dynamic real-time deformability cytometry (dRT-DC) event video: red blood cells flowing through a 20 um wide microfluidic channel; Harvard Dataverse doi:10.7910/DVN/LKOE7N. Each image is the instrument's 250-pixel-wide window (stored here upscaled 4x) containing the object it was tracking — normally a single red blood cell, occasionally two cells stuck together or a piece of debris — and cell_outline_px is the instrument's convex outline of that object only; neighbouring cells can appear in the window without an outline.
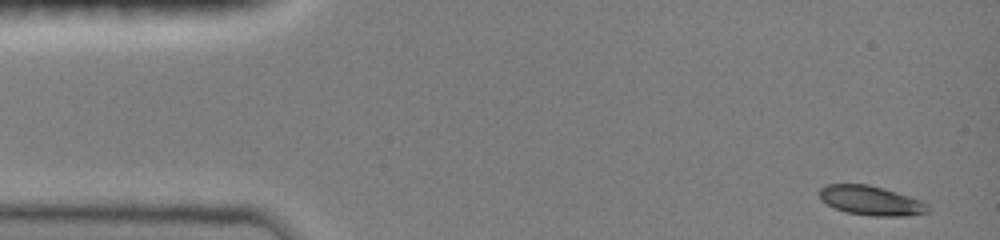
{"species": "common noctule bat (a hibernating species)", "species_latin": "Nyctalus noctula", "temperature_condition": "room temperature", "stored_images_in_passage": 11, "camera_frame_rate_fps": 3000, "um_per_image_px": 0.085, "animal": {"sex": "female", "body_mass_g": 19.0, "forearm_length_mm": 51.5}, "frame": {"image": 1, "passage_image": 1, "time_ms": 0.0, "image_size_px": [1000, 240], "cell_outline_px": [[928, 212], [908, 216], [872, 216], [848, 212], [836, 208], [828, 204], [820, 196], [820, 188], [824, 184], [868, 184], [884, 188], [920, 200], [928, 204]], "centroid_in_image_um": [74.05, 17.04], "position_along_channel_um": 10.9, "area_um2": 18.38}}
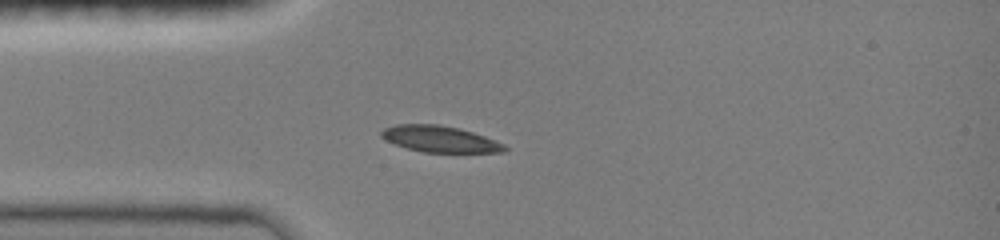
{"frame": {"image": 2, "passage_image": 10, "time_ms": 3.333, "image_size_px": [1000, 240], "cell_outline_px": [[508, 148], [504, 152], [424, 152], [408, 148], [396, 144], [380, 136], [380, 132], [384, 128], [396, 124], [440, 124], [460, 128], [496, 140], [504, 144]], "centroid_in_image_um": [37.41, 11.8], "position_along_channel_um": 47.6, "area_um2": 18.79}}